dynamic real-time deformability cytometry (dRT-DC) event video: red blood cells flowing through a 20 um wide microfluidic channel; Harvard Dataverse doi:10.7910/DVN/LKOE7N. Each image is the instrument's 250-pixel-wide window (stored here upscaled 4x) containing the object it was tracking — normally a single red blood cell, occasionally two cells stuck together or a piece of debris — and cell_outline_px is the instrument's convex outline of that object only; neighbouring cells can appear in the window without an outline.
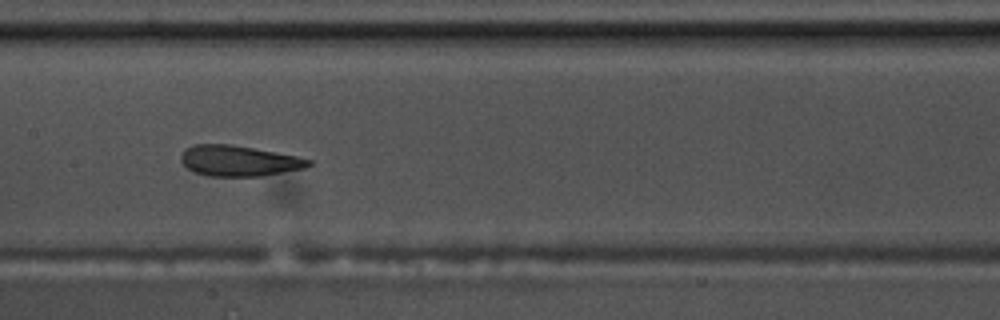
{"species": "common noctule bat (a hibernating species)", "species_latin": "Nyctalus noctula", "temperature_condition": "warm", "stored_images_in_passage": 10, "camera_frame_rate_fps": 3000, "um_per_image_px": 0.085, "animal": {"sex": "male", "body_mass_g": 17.5, "forearm_length_mm": 52.3}, "frame": {"image": 1, "passage_image": 9, "time_ms": 2.667, "image_size_px": [1000, 320], "cell_outline_px": [[312, 164], [304, 168], [260, 176], [208, 176], [192, 172], [180, 160], [180, 156], [184, 148], [196, 144], [228, 144], [252, 148], [296, 156], [312, 160]], "centroid_in_image_um": [20.25, 13.67], "position_along_channel_um": 187.2, "area_um2": 22.66}}
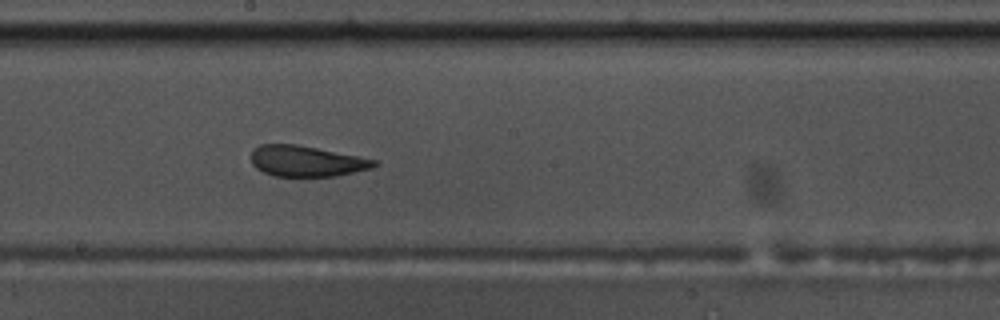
{"frame": {"image": 2, "passage_image": 10, "time_ms": 3.0, "image_size_px": [1000, 320], "cell_outline_px": [[380, 164], [372, 168], [336, 176], [272, 176], [256, 168], [252, 164], [252, 148], [260, 144], [296, 144], [376, 160]], "centroid_in_image_um": [26.02, 13.7], "position_along_channel_um": 222.2, "area_um2": 21.96}}